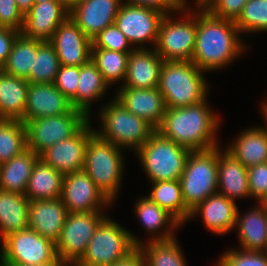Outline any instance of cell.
<instances>
[{"label": "cell", "mask_w": 267, "mask_h": 266, "mask_svg": "<svg viewBox=\"0 0 267 266\" xmlns=\"http://www.w3.org/2000/svg\"><path fill=\"white\" fill-rule=\"evenodd\" d=\"M69 8H71L75 3L81 0H62Z\"/></svg>", "instance_id": "obj_53"}, {"label": "cell", "mask_w": 267, "mask_h": 266, "mask_svg": "<svg viewBox=\"0 0 267 266\" xmlns=\"http://www.w3.org/2000/svg\"><path fill=\"white\" fill-rule=\"evenodd\" d=\"M81 110L51 117L37 118L26 125L27 148L40 155L48 147L74 136L88 121Z\"/></svg>", "instance_id": "obj_10"}, {"label": "cell", "mask_w": 267, "mask_h": 266, "mask_svg": "<svg viewBox=\"0 0 267 266\" xmlns=\"http://www.w3.org/2000/svg\"><path fill=\"white\" fill-rule=\"evenodd\" d=\"M186 206L192 210L209 196L218 193V146L191 151L180 177Z\"/></svg>", "instance_id": "obj_7"}, {"label": "cell", "mask_w": 267, "mask_h": 266, "mask_svg": "<svg viewBox=\"0 0 267 266\" xmlns=\"http://www.w3.org/2000/svg\"><path fill=\"white\" fill-rule=\"evenodd\" d=\"M261 108H262V112L261 113H262V115H264V120H265V123H266L264 127L267 130V106L265 104H263Z\"/></svg>", "instance_id": "obj_52"}, {"label": "cell", "mask_w": 267, "mask_h": 266, "mask_svg": "<svg viewBox=\"0 0 267 266\" xmlns=\"http://www.w3.org/2000/svg\"><path fill=\"white\" fill-rule=\"evenodd\" d=\"M111 266H145L144 255L137 247L132 253H130L126 258L117 261Z\"/></svg>", "instance_id": "obj_48"}, {"label": "cell", "mask_w": 267, "mask_h": 266, "mask_svg": "<svg viewBox=\"0 0 267 266\" xmlns=\"http://www.w3.org/2000/svg\"><path fill=\"white\" fill-rule=\"evenodd\" d=\"M263 252L267 255V243Z\"/></svg>", "instance_id": "obj_56"}, {"label": "cell", "mask_w": 267, "mask_h": 266, "mask_svg": "<svg viewBox=\"0 0 267 266\" xmlns=\"http://www.w3.org/2000/svg\"><path fill=\"white\" fill-rule=\"evenodd\" d=\"M121 4L122 0H81L70 8L69 16L93 40L102 30L114 24Z\"/></svg>", "instance_id": "obj_17"}, {"label": "cell", "mask_w": 267, "mask_h": 266, "mask_svg": "<svg viewBox=\"0 0 267 266\" xmlns=\"http://www.w3.org/2000/svg\"><path fill=\"white\" fill-rule=\"evenodd\" d=\"M164 15L153 8L122 3L114 23L132 46L148 41L155 46Z\"/></svg>", "instance_id": "obj_13"}, {"label": "cell", "mask_w": 267, "mask_h": 266, "mask_svg": "<svg viewBox=\"0 0 267 266\" xmlns=\"http://www.w3.org/2000/svg\"><path fill=\"white\" fill-rule=\"evenodd\" d=\"M258 204L244 215L237 210L235 226L241 248L246 251H264L267 243V209Z\"/></svg>", "instance_id": "obj_25"}, {"label": "cell", "mask_w": 267, "mask_h": 266, "mask_svg": "<svg viewBox=\"0 0 267 266\" xmlns=\"http://www.w3.org/2000/svg\"><path fill=\"white\" fill-rule=\"evenodd\" d=\"M142 244L108 216L96 228L82 258L74 266H111Z\"/></svg>", "instance_id": "obj_5"}, {"label": "cell", "mask_w": 267, "mask_h": 266, "mask_svg": "<svg viewBox=\"0 0 267 266\" xmlns=\"http://www.w3.org/2000/svg\"><path fill=\"white\" fill-rule=\"evenodd\" d=\"M36 55L37 39H30L20 34L16 38L2 70L7 74L26 79L30 75Z\"/></svg>", "instance_id": "obj_35"}, {"label": "cell", "mask_w": 267, "mask_h": 266, "mask_svg": "<svg viewBox=\"0 0 267 266\" xmlns=\"http://www.w3.org/2000/svg\"><path fill=\"white\" fill-rule=\"evenodd\" d=\"M100 117L102 129H95V132L121 149L134 148L137 152L156 131L150 123L132 114L116 99L101 108Z\"/></svg>", "instance_id": "obj_6"}, {"label": "cell", "mask_w": 267, "mask_h": 266, "mask_svg": "<svg viewBox=\"0 0 267 266\" xmlns=\"http://www.w3.org/2000/svg\"><path fill=\"white\" fill-rule=\"evenodd\" d=\"M226 150L247 169L267 162V130L263 127L246 129Z\"/></svg>", "instance_id": "obj_26"}, {"label": "cell", "mask_w": 267, "mask_h": 266, "mask_svg": "<svg viewBox=\"0 0 267 266\" xmlns=\"http://www.w3.org/2000/svg\"><path fill=\"white\" fill-rule=\"evenodd\" d=\"M0 264H47L58 259L56 244L27 228L2 241Z\"/></svg>", "instance_id": "obj_12"}, {"label": "cell", "mask_w": 267, "mask_h": 266, "mask_svg": "<svg viewBox=\"0 0 267 266\" xmlns=\"http://www.w3.org/2000/svg\"><path fill=\"white\" fill-rule=\"evenodd\" d=\"M215 266H267V255L263 251L241 249L225 251Z\"/></svg>", "instance_id": "obj_41"}, {"label": "cell", "mask_w": 267, "mask_h": 266, "mask_svg": "<svg viewBox=\"0 0 267 266\" xmlns=\"http://www.w3.org/2000/svg\"><path fill=\"white\" fill-rule=\"evenodd\" d=\"M4 266H66L63 262L60 261L58 258L53 263H47V264H2Z\"/></svg>", "instance_id": "obj_50"}, {"label": "cell", "mask_w": 267, "mask_h": 266, "mask_svg": "<svg viewBox=\"0 0 267 266\" xmlns=\"http://www.w3.org/2000/svg\"><path fill=\"white\" fill-rule=\"evenodd\" d=\"M203 72L191 61H163L157 88L166 108L187 107L204 101L209 87Z\"/></svg>", "instance_id": "obj_3"}, {"label": "cell", "mask_w": 267, "mask_h": 266, "mask_svg": "<svg viewBox=\"0 0 267 266\" xmlns=\"http://www.w3.org/2000/svg\"><path fill=\"white\" fill-rule=\"evenodd\" d=\"M131 43L114 24L102 30L93 40L92 48H103L119 52H132L135 47L129 48Z\"/></svg>", "instance_id": "obj_40"}, {"label": "cell", "mask_w": 267, "mask_h": 266, "mask_svg": "<svg viewBox=\"0 0 267 266\" xmlns=\"http://www.w3.org/2000/svg\"><path fill=\"white\" fill-rule=\"evenodd\" d=\"M215 115L206 98L191 106L166 109L156 131L191 151L213 149L218 146L215 133L220 125Z\"/></svg>", "instance_id": "obj_2"}, {"label": "cell", "mask_w": 267, "mask_h": 266, "mask_svg": "<svg viewBox=\"0 0 267 266\" xmlns=\"http://www.w3.org/2000/svg\"><path fill=\"white\" fill-rule=\"evenodd\" d=\"M77 86L76 109L83 111L90 117L91 102L99 100L98 98L104 96L109 86L92 60L80 66Z\"/></svg>", "instance_id": "obj_33"}, {"label": "cell", "mask_w": 267, "mask_h": 266, "mask_svg": "<svg viewBox=\"0 0 267 266\" xmlns=\"http://www.w3.org/2000/svg\"><path fill=\"white\" fill-rule=\"evenodd\" d=\"M123 2L129 5L153 8L164 14H171L172 11L178 13L183 8V0H127Z\"/></svg>", "instance_id": "obj_46"}, {"label": "cell", "mask_w": 267, "mask_h": 266, "mask_svg": "<svg viewBox=\"0 0 267 266\" xmlns=\"http://www.w3.org/2000/svg\"><path fill=\"white\" fill-rule=\"evenodd\" d=\"M115 99L132 114L146 120L155 129L162 123L167 109L163 95L158 88L120 87Z\"/></svg>", "instance_id": "obj_20"}, {"label": "cell", "mask_w": 267, "mask_h": 266, "mask_svg": "<svg viewBox=\"0 0 267 266\" xmlns=\"http://www.w3.org/2000/svg\"><path fill=\"white\" fill-rule=\"evenodd\" d=\"M61 200L68 213L101 211L112 204L83 169L64 175Z\"/></svg>", "instance_id": "obj_14"}, {"label": "cell", "mask_w": 267, "mask_h": 266, "mask_svg": "<svg viewBox=\"0 0 267 266\" xmlns=\"http://www.w3.org/2000/svg\"><path fill=\"white\" fill-rule=\"evenodd\" d=\"M70 8L62 0L34 3L24 15L21 34L30 39L50 41L56 28L69 17Z\"/></svg>", "instance_id": "obj_18"}, {"label": "cell", "mask_w": 267, "mask_h": 266, "mask_svg": "<svg viewBox=\"0 0 267 266\" xmlns=\"http://www.w3.org/2000/svg\"><path fill=\"white\" fill-rule=\"evenodd\" d=\"M240 33L267 32V0H249L235 22Z\"/></svg>", "instance_id": "obj_39"}, {"label": "cell", "mask_w": 267, "mask_h": 266, "mask_svg": "<svg viewBox=\"0 0 267 266\" xmlns=\"http://www.w3.org/2000/svg\"><path fill=\"white\" fill-rule=\"evenodd\" d=\"M68 211L61 198L31 200L29 203L28 228L56 244Z\"/></svg>", "instance_id": "obj_21"}, {"label": "cell", "mask_w": 267, "mask_h": 266, "mask_svg": "<svg viewBox=\"0 0 267 266\" xmlns=\"http://www.w3.org/2000/svg\"><path fill=\"white\" fill-rule=\"evenodd\" d=\"M141 47V48H140ZM136 48L128 58L127 73L124 84L120 87L135 89L157 88L163 59L153 49Z\"/></svg>", "instance_id": "obj_22"}, {"label": "cell", "mask_w": 267, "mask_h": 266, "mask_svg": "<svg viewBox=\"0 0 267 266\" xmlns=\"http://www.w3.org/2000/svg\"><path fill=\"white\" fill-rule=\"evenodd\" d=\"M238 208L236 202L216 193L192 209L189 219L201 214L202 222L210 232L223 235L235 228Z\"/></svg>", "instance_id": "obj_23"}, {"label": "cell", "mask_w": 267, "mask_h": 266, "mask_svg": "<svg viewBox=\"0 0 267 266\" xmlns=\"http://www.w3.org/2000/svg\"><path fill=\"white\" fill-rule=\"evenodd\" d=\"M190 149L155 131L136 152L151 182L180 180Z\"/></svg>", "instance_id": "obj_8"}, {"label": "cell", "mask_w": 267, "mask_h": 266, "mask_svg": "<svg viewBox=\"0 0 267 266\" xmlns=\"http://www.w3.org/2000/svg\"><path fill=\"white\" fill-rule=\"evenodd\" d=\"M90 124L89 120L71 138L48 147L39 155L40 158L63 175L82 170L88 139L95 132Z\"/></svg>", "instance_id": "obj_15"}, {"label": "cell", "mask_w": 267, "mask_h": 266, "mask_svg": "<svg viewBox=\"0 0 267 266\" xmlns=\"http://www.w3.org/2000/svg\"><path fill=\"white\" fill-rule=\"evenodd\" d=\"M18 9L25 15L35 3V0H15Z\"/></svg>", "instance_id": "obj_49"}, {"label": "cell", "mask_w": 267, "mask_h": 266, "mask_svg": "<svg viewBox=\"0 0 267 266\" xmlns=\"http://www.w3.org/2000/svg\"><path fill=\"white\" fill-rule=\"evenodd\" d=\"M215 0H196L198 10H207Z\"/></svg>", "instance_id": "obj_51"}, {"label": "cell", "mask_w": 267, "mask_h": 266, "mask_svg": "<svg viewBox=\"0 0 267 266\" xmlns=\"http://www.w3.org/2000/svg\"><path fill=\"white\" fill-rule=\"evenodd\" d=\"M24 26V14L18 9L15 0H0V27L21 32Z\"/></svg>", "instance_id": "obj_44"}, {"label": "cell", "mask_w": 267, "mask_h": 266, "mask_svg": "<svg viewBox=\"0 0 267 266\" xmlns=\"http://www.w3.org/2000/svg\"><path fill=\"white\" fill-rule=\"evenodd\" d=\"M59 67L54 46L49 41L37 40V55L26 79L29 83H54Z\"/></svg>", "instance_id": "obj_38"}, {"label": "cell", "mask_w": 267, "mask_h": 266, "mask_svg": "<svg viewBox=\"0 0 267 266\" xmlns=\"http://www.w3.org/2000/svg\"><path fill=\"white\" fill-rule=\"evenodd\" d=\"M30 200L25 194L0 190V238L28 228Z\"/></svg>", "instance_id": "obj_30"}, {"label": "cell", "mask_w": 267, "mask_h": 266, "mask_svg": "<svg viewBox=\"0 0 267 266\" xmlns=\"http://www.w3.org/2000/svg\"><path fill=\"white\" fill-rule=\"evenodd\" d=\"M21 32L11 28L0 27V66L8 60L12 46Z\"/></svg>", "instance_id": "obj_47"}, {"label": "cell", "mask_w": 267, "mask_h": 266, "mask_svg": "<svg viewBox=\"0 0 267 266\" xmlns=\"http://www.w3.org/2000/svg\"><path fill=\"white\" fill-rule=\"evenodd\" d=\"M249 0H215L207 9L213 16L236 22Z\"/></svg>", "instance_id": "obj_45"}, {"label": "cell", "mask_w": 267, "mask_h": 266, "mask_svg": "<svg viewBox=\"0 0 267 266\" xmlns=\"http://www.w3.org/2000/svg\"><path fill=\"white\" fill-rule=\"evenodd\" d=\"M240 35L235 22L213 16L208 10H199L191 62L204 72L224 68L246 48Z\"/></svg>", "instance_id": "obj_1"}, {"label": "cell", "mask_w": 267, "mask_h": 266, "mask_svg": "<svg viewBox=\"0 0 267 266\" xmlns=\"http://www.w3.org/2000/svg\"><path fill=\"white\" fill-rule=\"evenodd\" d=\"M122 157L120 147L101 138L96 132L89 137L83 170L111 203L117 197L122 181Z\"/></svg>", "instance_id": "obj_4"}, {"label": "cell", "mask_w": 267, "mask_h": 266, "mask_svg": "<svg viewBox=\"0 0 267 266\" xmlns=\"http://www.w3.org/2000/svg\"><path fill=\"white\" fill-rule=\"evenodd\" d=\"M29 82L0 71V119L23 122Z\"/></svg>", "instance_id": "obj_28"}, {"label": "cell", "mask_w": 267, "mask_h": 266, "mask_svg": "<svg viewBox=\"0 0 267 266\" xmlns=\"http://www.w3.org/2000/svg\"><path fill=\"white\" fill-rule=\"evenodd\" d=\"M218 193L234 202L236 198H250L247 168L227 150L222 153L219 146Z\"/></svg>", "instance_id": "obj_24"}, {"label": "cell", "mask_w": 267, "mask_h": 266, "mask_svg": "<svg viewBox=\"0 0 267 266\" xmlns=\"http://www.w3.org/2000/svg\"><path fill=\"white\" fill-rule=\"evenodd\" d=\"M260 204H262L267 209V193L264 195V197L259 201Z\"/></svg>", "instance_id": "obj_54"}, {"label": "cell", "mask_w": 267, "mask_h": 266, "mask_svg": "<svg viewBox=\"0 0 267 266\" xmlns=\"http://www.w3.org/2000/svg\"><path fill=\"white\" fill-rule=\"evenodd\" d=\"M145 266H186L177 238L150 240L139 247Z\"/></svg>", "instance_id": "obj_34"}, {"label": "cell", "mask_w": 267, "mask_h": 266, "mask_svg": "<svg viewBox=\"0 0 267 266\" xmlns=\"http://www.w3.org/2000/svg\"><path fill=\"white\" fill-rule=\"evenodd\" d=\"M63 178L60 171L39 158L30 175L25 195L30 201L61 198Z\"/></svg>", "instance_id": "obj_31"}, {"label": "cell", "mask_w": 267, "mask_h": 266, "mask_svg": "<svg viewBox=\"0 0 267 266\" xmlns=\"http://www.w3.org/2000/svg\"><path fill=\"white\" fill-rule=\"evenodd\" d=\"M46 1H51V0H35V3H43V2H46Z\"/></svg>", "instance_id": "obj_55"}, {"label": "cell", "mask_w": 267, "mask_h": 266, "mask_svg": "<svg viewBox=\"0 0 267 266\" xmlns=\"http://www.w3.org/2000/svg\"><path fill=\"white\" fill-rule=\"evenodd\" d=\"M135 205V213L140 223H142L143 227L146 229V232L148 231L151 235H153V233L156 234L153 235L152 238H148L149 241L168 240L176 237L173 232L174 228L176 230L181 223L167 210L159 207L148 197H142L140 200L138 199ZM165 225L167 227H165ZM161 229H164V231L162 232ZM159 230H161V232H159Z\"/></svg>", "instance_id": "obj_27"}, {"label": "cell", "mask_w": 267, "mask_h": 266, "mask_svg": "<svg viewBox=\"0 0 267 266\" xmlns=\"http://www.w3.org/2000/svg\"><path fill=\"white\" fill-rule=\"evenodd\" d=\"M39 158L33 150L26 148L10 161L0 165V190L25 194L30 175Z\"/></svg>", "instance_id": "obj_29"}, {"label": "cell", "mask_w": 267, "mask_h": 266, "mask_svg": "<svg viewBox=\"0 0 267 266\" xmlns=\"http://www.w3.org/2000/svg\"><path fill=\"white\" fill-rule=\"evenodd\" d=\"M103 213L102 211L68 213L56 242L58 258L66 266H74L82 258L96 228L107 217Z\"/></svg>", "instance_id": "obj_11"}, {"label": "cell", "mask_w": 267, "mask_h": 266, "mask_svg": "<svg viewBox=\"0 0 267 266\" xmlns=\"http://www.w3.org/2000/svg\"><path fill=\"white\" fill-rule=\"evenodd\" d=\"M49 42L55 48L60 65L82 66L91 60L92 40L70 16L56 28Z\"/></svg>", "instance_id": "obj_16"}, {"label": "cell", "mask_w": 267, "mask_h": 266, "mask_svg": "<svg viewBox=\"0 0 267 266\" xmlns=\"http://www.w3.org/2000/svg\"><path fill=\"white\" fill-rule=\"evenodd\" d=\"M131 52H119L103 48H92L91 60L108 85L125 80L128 58Z\"/></svg>", "instance_id": "obj_36"}, {"label": "cell", "mask_w": 267, "mask_h": 266, "mask_svg": "<svg viewBox=\"0 0 267 266\" xmlns=\"http://www.w3.org/2000/svg\"><path fill=\"white\" fill-rule=\"evenodd\" d=\"M26 148V125L20 120L0 119V165Z\"/></svg>", "instance_id": "obj_37"}, {"label": "cell", "mask_w": 267, "mask_h": 266, "mask_svg": "<svg viewBox=\"0 0 267 266\" xmlns=\"http://www.w3.org/2000/svg\"><path fill=\"white\" fill-rule=\"evenodd\" d=\"M75 108L54 83H29L23 123L43 117L70 113Z\"/></svg>", "instance_id": "obj_19"}, {"label": "cell", "mask_w": 267, "mask_h": 266, "mask_svg": "<svg viewBox=\"0 0 267 266\" xmlns=\"http://www.w3.org/2000/svg\"><path fill=\"white\" fill-rule=\"evenodd\" d=\"M79 74L80 66L60 65L54 81V85L71 101L75 109Z\"/></svg>", "instance_id": "obj_42"}, {"label": "cell", "mask_w": 267, "mask_h": 266, "mask_svg": "<svg viewBox=\"0 0 267 266\" xmlns=\"http://www.w3.org/2000/svg\"><path fill=\"white\" fill-rule=\"evenodd\" d=\"M247 174L250 197L258 203L267 193V162L248 168Z\"/></svg>", "instance_id": "obj_43"}, {"label": "cell", "mask_w": 267, "mask_h": 266, "mask_svg": "<svg viewBox=\"0 0 267 266\" xmlns=\"http://www.w3.org/2000/svg\"><path fill=\"white\" fill-rule=\"evenodd\" d=\"M151 193L147 196L159 207L167 210L181 224L189 220L191 210L186 206L180 180L151 182Z\"/></svg>", "instance_id": "obj_32"}, {"label": "cell", "mask_w": 267, "mask_h": 266, "mask_svg": "<svg viewBox=\"0 0 267 266\" xmlns=\"http://www.w3.org/2000/svg\"><path fill=\"white\" fill-rule=\"evenodd\" d=\"M186 0L180 10L185 17L172 19L165 14L161 20L154 50L164 61H191L195 50L197 9L187 11ZM190 11L194 13H190ZM186 12V13H185ZM189 12V13H188ZM190 15V16H189Z\"/></svg>", "instance_id": "obj_9"}]
</instances>
